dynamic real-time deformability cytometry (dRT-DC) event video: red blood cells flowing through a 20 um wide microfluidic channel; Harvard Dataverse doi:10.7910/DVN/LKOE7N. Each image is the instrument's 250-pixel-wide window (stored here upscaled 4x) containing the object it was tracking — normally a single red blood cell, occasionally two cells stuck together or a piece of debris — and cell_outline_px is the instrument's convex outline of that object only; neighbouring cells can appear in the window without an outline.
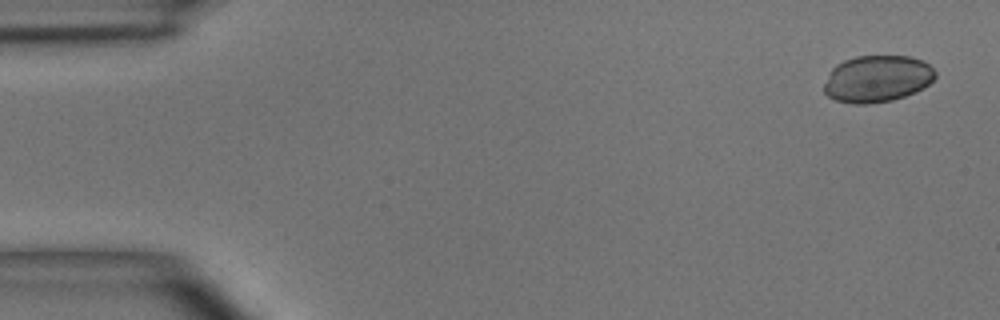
{"species": "common noctule bat (a hibernating species)", "species_latin": "Nyctalus noctula", "temperature_condition": "room temperature", "stored_images_in_passage": 5, "segment_of_instrument_passage": [1, 2], "camera_frame_rate_fps": 3000, "um_per_image_px": 0.085, "animal": {"sex": "male", "body_mass_g": 15.6}, "frame": {"image": 1, "passage_image": 1, "time_ms": 0.0, "image_size_px": [1000, 320], "cell_outline_px": [[936, 76], [924, 88], [916, 92], [892, 100], [868, 104], [852, 104], [836, 100], [828, 96], [824, 92], [824, 84], [832, 68], [836, 64], [844, 60], [856, 56], [908, 56], [924, 60], [936, 72]], "centroid_in_image_um": [74.56, 6.69], "position_along_channel_um": 10.4, "area_um2": 30.46}}